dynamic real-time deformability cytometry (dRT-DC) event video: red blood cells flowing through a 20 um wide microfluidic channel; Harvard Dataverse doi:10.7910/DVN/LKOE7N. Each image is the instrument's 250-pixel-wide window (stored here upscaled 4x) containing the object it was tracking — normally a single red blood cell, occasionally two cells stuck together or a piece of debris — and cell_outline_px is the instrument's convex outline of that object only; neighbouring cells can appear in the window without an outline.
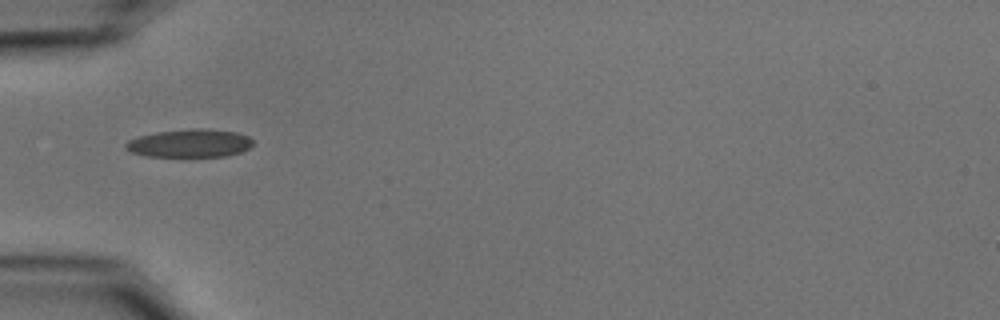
{"species": "common noctule bat (a hibernating species)", "species_latin": "Nyctalus noctula", "temperature_condition": "cold", "stored_images_in_passage": 37, "camera_frame_rate_fps": 3000, "um_per_image_px": 0.085, "animal": {"sex": "male", "body_mass_g": 15.6}, "frame": {"image": 1, "passage_image": 1, "time_ms": 0.0, "image_size_px": [1000, 320], "cell_outline_px": [[252, 144], [248, 148], [240, 152], [224, 156], [144, 156], [132, 152], [124, 148], [124, 144], [128, 140], [140, 136], [156, 132], [196, 128], [204, 128], [236, 132], [248, 136], [252, 140]], "centroid_in_image_um": [16.1, 12.17], "position_along_channel_um": 68.9, "area_um2": 20.69}}
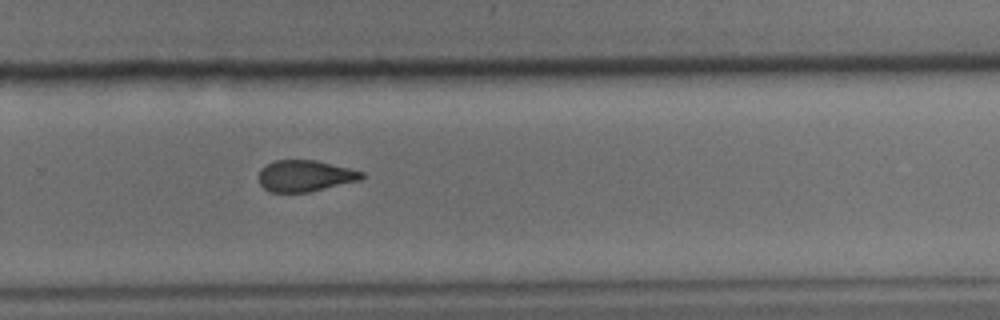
{"frame": {"image": 2, "passage_image": 20, "time_ms": 6.333, "image_size_px": [1000, 320], "cell_outline_px": [[364, 176], [360, 180], [308, 192], [272, 192], [264, 188], [260, 184], [260, 168], [276, 160], [316, 160], [364, 172]], "centroid_in_image_um": [25.93, 14.94], "position_along_channel_um": 303.9, "area_um2": 18.55}}
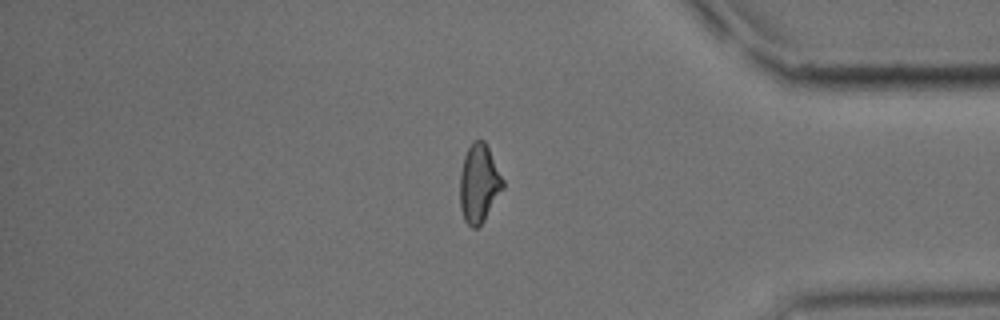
{"frame": {"image": 3, "passage_image": 29, "time_ms": 9.333, "image_size_px": [1000, 320], "cell_outline_px": [[504, 188], [484, 220], [476, 228], [472, 228], [464, 220], [460, 208], [460, 172], [464, 156], [472, 140], [484, 140], [504, 180]], "centroid_in_image_um": [40.71, 15.6], "position_along_channel_um": 394.5, "area_um2": 19.59}, "authors_computed_cell_mechanics": {"area_um2": 19.8254, "velocity_mm_per_s": 3.7131, "shape_relaxation_time_tau1_ms": null, "shape_relaxation_time_tau2_ms": 3.4139, "deformation_change_tau1": null, "deformation_change_tau2": 0.1136}}